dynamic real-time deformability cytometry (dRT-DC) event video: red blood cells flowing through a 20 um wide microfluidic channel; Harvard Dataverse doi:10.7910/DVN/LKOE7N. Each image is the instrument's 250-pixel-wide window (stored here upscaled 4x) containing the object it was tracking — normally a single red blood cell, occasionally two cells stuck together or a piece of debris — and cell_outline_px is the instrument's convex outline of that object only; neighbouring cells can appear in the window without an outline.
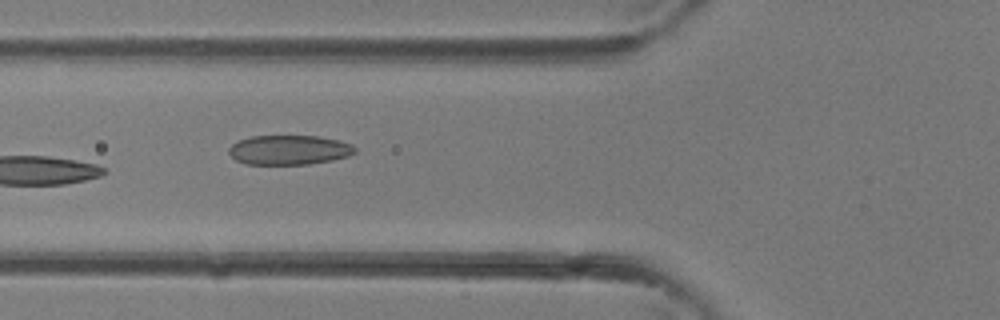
{"species": "common noctule bat (a hibernating species)", "species_latin": "Nyctalus noctula", "temperature_condition": "room temperature", "stored_images_in_passage": 5, "camera_frame_rate_fps": 3000, "um_per_image_px": 0.085, "animal": {"sex": "female"}, "frame": {"image": 1, "passage_image": 4, "time_ms": 1.0, "image_size_px": [1000, 320], "cell_outline_px": [[356, 152], [348, 156], [332, 160], [308, 164], [244, 164], [236, 160], [228, 152], [228, 148], [232, 144], [240, 140], [252, 136], [316, 136], [340, 140], [352, 144], [356, 148]], "centroid_in_image_um": [24.59, 12.74], "position_along_channel_um": 101.2, "area_um2": 21.73}}
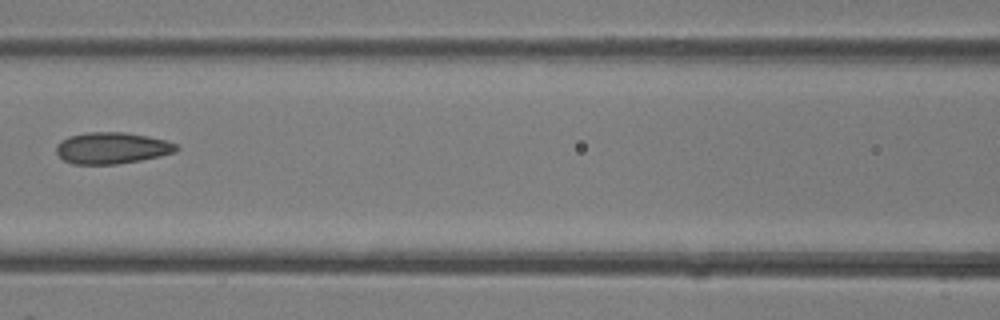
{"frame": {"image": 2, "passage_image": 5, "time_ms": 1.333, "image_size_px": [1000, 320], "cell_outline_px": [[180, 148], [176, 152], [160, 156], [140, 160], [116, 164], [72, 164], [64, 160], [56, 152], [56, 144], [60, 140], [68, 136], [88, 132], [124, 132], [148, 136], [164, 140], [176, 144]], "centroid_in_image_um": [9.5, 12.58], "position_along_channel_um": 157.1, "area_um2": 22.08}}